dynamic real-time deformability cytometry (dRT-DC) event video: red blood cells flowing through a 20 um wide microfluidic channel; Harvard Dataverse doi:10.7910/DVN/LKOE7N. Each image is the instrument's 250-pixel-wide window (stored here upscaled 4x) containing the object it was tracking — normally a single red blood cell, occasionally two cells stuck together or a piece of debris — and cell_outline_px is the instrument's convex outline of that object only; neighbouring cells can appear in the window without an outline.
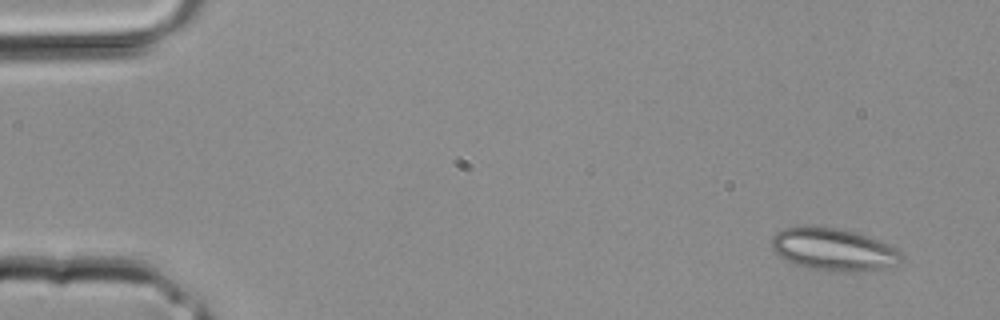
{"species": "common noctule bat (a hibernating species)", "species_latin": "Nyctalus noctula", "temperature_condition": "room temperature", "stored_images_in_passage": 3, "camera_frame_rate_fps": 3000, "um_per_image_px": 0.085, "animal": {"sex": "male", "body_mass_g": 20.4}, "frame": {"image": 1, "passage_image": 1, "time_ms": 0.0, "image_size_px": [1000, 320], "cell_outline_px": [[904, 260], [900, 264], [884, 268], [856, 272], [840, 272], [808, 268], [796, 264], [780, 256], [772, 248], [772, 236], [776, 232], [784, 228], [804, 224], [840, 228], [860, 232], [900, 248], [904, 256]], "centroid_in_image_um": [70.93, 21.17], "position_along_channel_um": 14.1, "area_um2": 33.12}}